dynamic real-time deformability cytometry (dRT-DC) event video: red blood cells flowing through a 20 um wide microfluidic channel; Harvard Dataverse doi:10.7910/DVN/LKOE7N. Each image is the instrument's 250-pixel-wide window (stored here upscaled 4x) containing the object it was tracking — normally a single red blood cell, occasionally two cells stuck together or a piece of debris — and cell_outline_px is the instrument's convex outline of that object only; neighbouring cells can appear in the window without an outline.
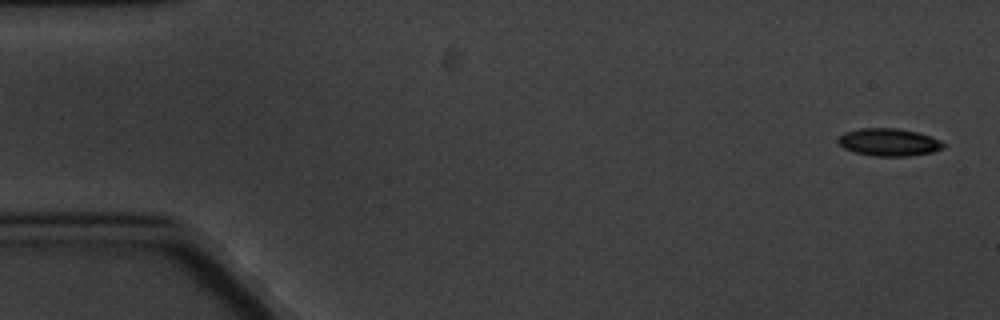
{"species": "common noctule bat (a hibernating species)", "species_latin": "Nyctalus noctula", "temperature_condition": "cold", "stored_images_in_passage": 6, "segment_of_instrument_passage": [1, 2], "camera_frame_rate_fps": 3000, "um_per_image_px": 0.085, "animal": {"sex": "male", "body_mass_g": 20.1, "forearm_length_mm": 53.5}, "frame": {"image": 1, "passage_image": 1, "time_ms": 0.0, "image_size_px": [1000, 320], "cell_outline_px": [[948, 144], [944, 148], [932, 152], [908, 156], [876, 156], [856, 152], [844, 148], [836, 140], [844, 132], [860, 128], [896, 128], [916, 132], [940, 140]], "centroid_in_image_um": [75.57, 12.08], "position_along_channel_um": 9.4, "area_um2": 16.82}}
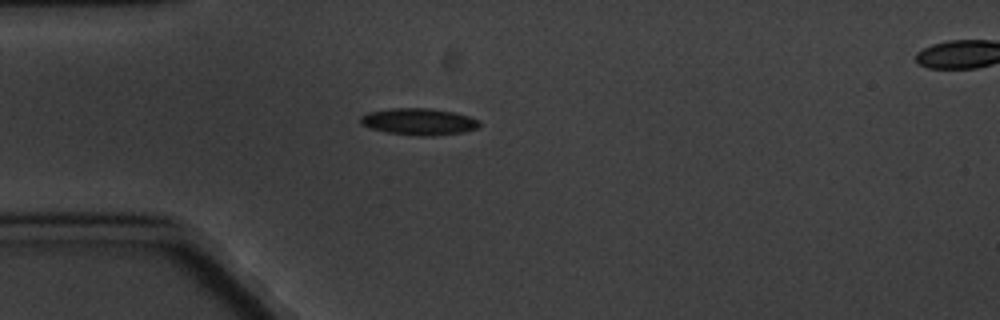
{"frame": {"image": 2, "passage_image": 5, "time_ms": 4.667, "image_size_px": [1000, 320], "cell_outline_px": [[480, 124], [476, 128], [464, 132], [432, 136], [420, 136], [388, 132], [368, 128], [360, 124], [360, 116], [368, 112], [392, 108], [432, 108], [452, 112], [468, 116], [480, 120]], "centroid_in_image_um": [35.58, 10.34], "position_along_channel_um": 49.4, "area_um2": 18.55}}